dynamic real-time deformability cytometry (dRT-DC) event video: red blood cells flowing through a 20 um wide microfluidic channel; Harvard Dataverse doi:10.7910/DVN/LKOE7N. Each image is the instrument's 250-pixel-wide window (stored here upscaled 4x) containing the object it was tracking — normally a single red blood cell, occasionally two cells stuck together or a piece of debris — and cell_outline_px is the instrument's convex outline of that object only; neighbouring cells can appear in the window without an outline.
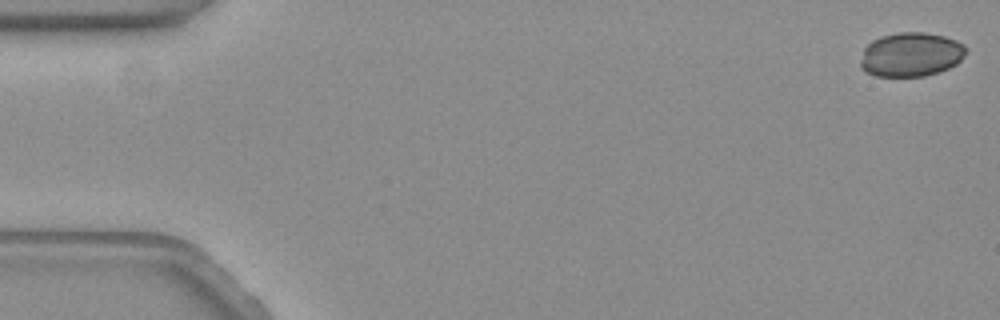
{"species": "common noctule bat (a hibernating species)", "species_latin": "Nyctalus noctula", "temperature_condition": "warm", "stored_images_in_passage": 19, "camera_frame_rate_fps": 3000, "um_per_image_px": 0.085, "animal": {"sex": "female", "body_mass_g": 19.3, "forearm_length_mm": 54.1}, "frame": {"image": 1, "passage_image": 1, "time_ms": 0.0, "image_size_px": [1000, 320], "cell_outline_px": [[968, 48], [964, 56], [956, 64], [948, 68], [924, 76], [876, 76], [860, 68], [860, 60], [864, 48], [872, 40], [880, 36], [896, 32], [924, 32], [944, 36], [956, 40], [964, 44]], "centroid_in_image_um": [77.43, 4.62], "position_along_channel_um": 7.6, "area_um2": 27.28}}
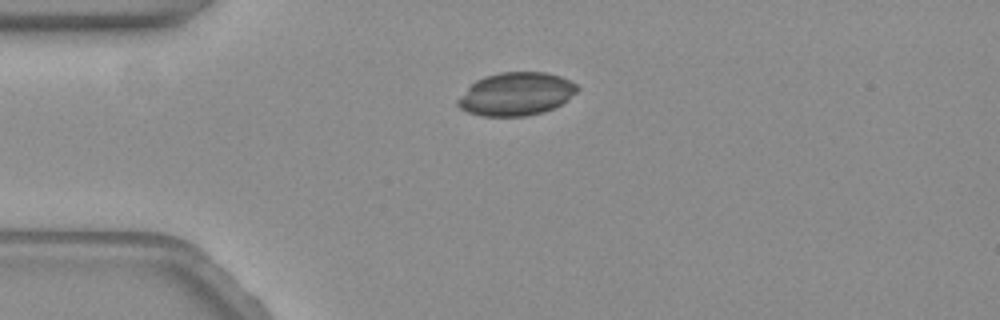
{"frame": {"image": 2, "passage_image": 15, "time_ms": 4.667, "image_size_px": [1000, 320], "cell_outline_px": [[580, 88], [576, 92], [560, 104], [544, 112], [528, 116], [484, 116], [468, 112], [460, 108], [456, 104], [456, 100], [476, 80], [484, 76], [500, 72], [548, 72], [572, 80]], "centroid_in_image_um": [43.88, 7.98], "position_along_channel_um": 41.1, "area_um2": 30.0}}